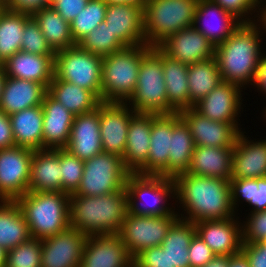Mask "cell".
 Wrapping results in <instances>:
<instances>
[{
  "label": "cell",
  "instance_id": "cell-43",
  "mask_svg": "<svg viewBox=\"0 0 266 267\" xmlns=\"http://www.w3.org/2000/svg\"><path fill=\"white\" fill-rule=\"evenodd\" d=\"M41 240L28 241L7 250L5 267H41Z\"/></svg>",
  "mask_w": 266,
  "mask_h": 267
},
{
  "label": "cell",
  "instance_id": "cell-50",
  "mask_svg": "<svg viewBox=\"0 0 266 267\" xmlns=\"http://www.w3.org/2000/svg\"><path fill=\"white\" fill-rule=\"evenodd\" d=\"M88 2L89 0H59L52 8L70 23Z\"/></svg>",
  "mask_w": 266,
  "mask_h": 267
},
{
  "label": "cell",
  "instance_id": "cell-53",
  "mask_svg": "<svg viewBox=\"0 0 266 267\" xmlns=\"http://www.w3.org/2000/svg\"><path fill=\"white\" fill-rule=\"evenodd\" d=\"M4 6L12 11L28 14L47 7V0H8Z\"/></svg>",
  "mask_w": 266,
  "mask_h": 267
},
{
  "label": "cell",
  "instance_id": "cell-39",
  "mask_svg": "<svg viewBox=\"0 0 266 267\" xmlns=\"http://www.w3.org/2000/svg\"><path fill=\"white\" fill-rule=\"evenodd\" d=\"M31 14L0 8V60L4 63L21 51L25 21Z\"/></svg>",
  "mask_w": 266,
  "mask_h": 267
},
{
  "label": "cell",
  "instance_id": "cell-15",
  "mask_svg": "<svg viewBox=\"0 0 266 267\" xmlns=\"http://www.w3.org/2000/svg\"><path fill=\"white\" fill-rule=\"evenodd\" d=\"M134 110L127 103L99 104L100 135L103 152L123 157L127 132Z\"/></svg>",
  "mask_w": 266,
  "mask_h": 267
},
{
  "label": "cell",
  "instance_id": "cell-18",
  "mask_svg": "<svg viewBox=\"0 0 266 267\" xmlns=\"http://www.w3.org/2000/svg\"><path fill=\"white\" fill-rule=\"evenodd\" d=\"M195 230L215 255L232 256L242 250V221L237 214L228 219L196 222Z\"/></svg>",
  "mask_w": 266,
  "mask_h": 267
},
{
  "label": "cell",
  "instance_id": "cell-38",
  "mask_svg": "<svg viewBox=\"0 0 266 267\" xmlns=\"http://www.w3.org/2000/svg\"><path fill=\"white\" fill-rule=\"evenodd\" d=\"M32 16L54 52L77 45L71 35L70 23L52 7L42 8L34 12Z\"/></svg>",
  "mask_w": 266,
  "mask_h": 267
},
{
  "label": "cell",
  "instance_id": "cell-6",
  "mask_svg": "<svg viewBox=\"0 0 266 267\" xmlns=\"http://www.w3.org/2000/svg\"><path fill=\"white\" fill-rule=\"evenodd\" d=\"M198 0H147L144 34L149 47H157L177 31L192 27Z\"/></svg>",
  "mask_w": 266,
  "mask_h": 267
},
{
  "label": "cell",
  "instance_id": "cell-30",
  "mask_svg": "<svg viewBox=\"0 0 266 267\" xmlns=\"http://www.w3.org/2000/svg\"><path fill=\"white\" fill-rule=\"evenodd\" d=\"M152 51L162 60L168 105L176 113L194 108L188 90L189 65L166 56L158 47H152Z\"/></svg>",
  "mask_w": 266,
  "mask_h": 267
},
{
  "label": "cell",
  "instance_id": "cell-11",
  "mask_svg": "<svg viewBox=\"0 0 266 267\" xmlns=\"http://www.w3.org/2000/svg\"><path fill=\"white\" fill-rule=\"evenodd\" d=\"M178 218L176 210L163 216L137 215L128 211L118 234L134 259L146 249L161 246L171 225Z\"/></svg>",
  "mask_w": 266,
  "mask_h": 267
},
{
  "label": "cell",
  "instance_id": "cell-55",
  "mask_svg": "<svg viewBox=\"0 0 266 267\" xmlns=\"http://www.w3.org/2000/svg\"><path fill=\"white\" fill-rule=\"evenodd\" d=\"M228 267H250V263L245 254L241 251L240 253L229 256Z\"/></svg>",
  "mask_w": 266,
  "mask_h": 267
},
{
  "label": "cell",
  "instance_id": "cell-3",
  "mask_svg": "<svg viewBox=\"0 0 266 267\" xmlns=\"http://www.w3.org/2000/svg\"><path fill=\"white\" fill-rule=\"evenodd\" d=\"M129 211L126 187L100 195H70V227L87 236L118 234Z\"/></svg>",
  "mask_w": 266,
  "mask_h": 267
},
{
  "label": "cell",
  "instance_id": "cell-16",
  "mask_svg": "<svg viewBox=\"0 0 266 267\" xmlns=\"http://www.w3.org/2000/svg\"><path fill=\"white\" fill-rule=\"evenodd\" d=\"M251 130L248 132L243 130L237 136L232 153L231 178L266 177V136L261 133V136L256 134L254 138L249 133ZM258 136L259 138H256Z\"/></svg>",
  "mask_w": 266,
  "mask_h": 267
},
{
  "label": "cell",
  "instance_id": "cell-2",
  "mask_svg": "<svg viewBox=\"0 0 266 267\" xmlns=\"http://www.w3.org/2000/svg\"><path fill=\"white\" fill-rule=\"evenodd\" d=\"M265 39L266 28L259 20L241 23L227 40L217 45L214 57L222 80L248 90L253 83L258 63L266 52Z\"/></svg>",
  "mask_w": 266,
  "mask_h": 267
},
{
  "label": "cell",
  "instance_id": "cell-63",
  "mask_svg": "<svg viewBox=\"0 0 266 267\" xmlns=\"http://www.w3.org/2000/svg\"><path fill=\"white\" fill-rule=\"evenodd\" d=\"M59 0H47V7H52Z\"/></svg>",
  "mask_w": 266,
  "mask_h": 267
},
{
  "label": "cell",
  "instance_id": "cell-9",
  "mask_svg": "<svg viewBox=\"0 0 266 267\" xmlns=\"http://www.w3.org/2000/svg\"><path fill=\"white\" fill-rule=\"evenodd\" d=\"M102 61L77 44L55 52L54 77L91 91L101 101Z\"/></svg>",
  "mask_w": 266,
  "mask_h": 267
},
{
  "label": "cell",
  "instance_id": "cell-32",
  "mask_svg": "<svg viewBox=\"0 0 266 267\" xmlns=\"http://www.w3.org/2000/svg\"><path fill=\"white\" fill-rule=\"evenodd\" d=\"M233 147L195 146L187 173L230 180Z\"/></svg>",
  "mask_w": 266,
  "mask_h": 267
},
{
  "label": "cell",
  "instance_id": "cell-23",
  "mask_svg": "<svg viewBox=\"0 0 266 267\" xmlns=\"http://www.w3.org/2000/svg\"><path fill=\"white\" fill-rule=\"evenodd\" d=\"M65 148L83 161L103 152L100 135L99 105L92 112L74 117L70 139Z\"/></svg>",
  "mask_w": 266,
  "mask_h": 267
},
{
  "label": "cell",
  "instance_id": "cell-25",
  "mask_svg": "<svg viewBox=\"0 0 266 267\" xmlns=\"http://www.w3.org/2000/svg\"><path fill=\"white\" fill-rule=\"evenodd\" d=\"M154 113H135L127 132L123 162L125 168L136 174L147 162Z\"/></svg>",
  "mask_w": 266,
  "mask_h": 267
},
{
  "label": "cell",
  "instance_id": "cell-36",
  "mask_svg": "<svg viewBox=\"0 0 266 267\" xmlns=\"http://www.w3.org/2000/svg\"><path fill=\"white\" fill-rule=\"evenodd\" d=\"M196 234L195 223L178 218L170 227L161 248L167 254L168 267H190L188 248Z\"/></svg>",
  "mask_w": 266,
  "mask_h": 267
},
{
  "label": "cell",
  "instance_id": "cell-37",
  "mask_svg": "<svg viewBox=\"0 0 266 267\" xmlns=\"http://www.w3.org/2000/svg\"><path fill=\"white\" fill-rule=\"evenodd\" d=\"M31 238L16 201L0 200V246L10 250Z\"/></svg>",
  "mask_w": 266,
  "mask_h": 267
},
{
  "label": "cell",
  "instance_id": "cell-66",
  "mask_svg": "<svg viewBox=\"0 0 266 267\" xmlns=\"http://www.w3.org/2000/svg\"><path fill=\"white\" fill-rule=\"evenodd\" d=\"M3 62L0 60V68H2Z\"/></svg>",
  "mask_w": 266,
  "mask_h": 267
},
{
  "label": "cell",
  "instance_id": "cell-21",
  "mask_svg": "<svg viewBox=\"0 0 266 267\" xmlns=\"http://www.w3.org/2000/svg\"><path fill=\"white\" fill-rule=\"evenodd\" d=\"M104 21L125 47L146 44L143 7L128 4L107 5Z\"/></svg>",
  "mask_w": 266,
  "mask_h": 267
},
{
  "label": "cell",
  "instance_id": "cell-12",
  "mask_svg": "<svg viewBox=\"0 0 266 267\" xmlns=\"http://www.w3.org/2000/svg\"><path fill=\"white\" fill-rule=\"evenodd\" d=\"M244 95L248 96L249 93H246L242 87L237 84L222 81L203 99L197 102L194 105V109L202 116L213 121L241 124L245 119H241L240 117L244 115V117H247L246 114L249 115V113H246L247 108H245V105L247 103L245 102L247 100Z\"/></svg>",
  "mask_w": 266,
  "mask_h": 267
},
{
  "label": "cell",
  "instance_id": "cell-48",
  "mask_svg": "<svg viewBox=\"0 0 266 267\" xmlns=\"http://www.w3.org/2000/svg\"><path fill=\"white\" fill-rule=\"evenodd\" d=\"M188 255L190 267H203L215 257V253L197 234L190 242Z\"/></svg>",
  "mask_w": 266,
  "mask_h": 267
},
{
  "label": "cell",
  "instance_id": "cell-44",
  "mask_svg": "<svg viewBox=\"0 0 266 267\" xmlns=\"http://www.w3.org/2000/svg\"><path fill=\"white\" fill-rule=\"evenodd\" d=\"M62 192L74 194L80 186L84 171V161L74 156L66 148H60Z\"/></svg>",
  "mask_w": 266,
  "mask_h": 267
},
{
  "label": "cell",
  "instance_id": "cell-8",
  "mask_svg": "<svg viewBox=\"0 0 266 267\" xmlns=\"http://www.w3.org/2000/svg\"><path fill=\"white\" fill-rule=\"evenodd\" d=\"M126 103L135 113H176L168 105L162 60L152 50L141 61L135 92Z\"/></svg>",
  "mask_w": 266,
  "mask_h": 267
},
{
  "label": "cell",
  "instance_id": "cell-1",
  "mask_svg": "<svg viewBox=\"0 0 266 267\" xmlns=\"http://www.w3.org/2000/svg\"><path fill=\"white\" fill-rule=\"evenodd\" d=\"M174 183L175 210L180 219L196 223L236 215L230 201L229 180L185 173L177 176Z\"/></svg>",
  "mask_w": 266,
  "mask_h": 267
},
{
  "label": "cell",
  "instance_id": "cell-20",
  "mask_svg": "<svg viewBox=\"0 0 266 267\" xmlns=\"http://www.w3.org/2000/svg\"><path fill=\"white\" fill-rule=\"evenodd\" d=\"M166 56L187 65L214 57L215 46L196 28L177 31L157 46Z\"/></svg>",
  "mask_w": 266,
  "mask_h": 267
},
{
  "label": "cell",
  "instance_id": "cell-27",
  "mask_svg": "<svg viewBox=\"0 0 266 267\" xmlns=\"http://www.w3.org/2000/svg\"><path fill=\"white\" fill-rule=\"evenodd\" d=\"M54 56L16 52L2 68L5 76L43 84L47 89L54 77Z\"/></svg>",
  "mask_w": 266,
  "mask_h": 267
},
{
  "label": "cell",
  "instance_id": "cell-40",
  "mask_svg": "<svg viewBox=\"0 0 266 267\" xmlns=\"http://www.w3.org/2000/svg\"><path fill=\"white\" fill-rule=\"evenodd\" d=\"M187 77L189 98L193 105L223 81L215 57L190 64Z\"/></svg>",
  "mask_w": 266,
  "mask_h": 267
},
{
  "label": "cell",
  "instance_id": "cell-62",
  "mask_svg": "<svg viewBox=\"0 0 266 267\" xmlns=\"http://www.w3.org/2000/svg\"><path fill=\"white\" fill-rule=\"evenodd\" d=\"M261 21L264 23V26L266 28V7L262 9V12H261Z\"/></svg>",
  "mask_w": 266,
  "mask_h": 267
},
{
  "label": "cell",
  "instance_id": "cell-26",
  "mask_svg": "<svg viewBox=\"0 0 266 267\" xmlns=\"http://www.w3.org/2000/svg\"><path fill=\"white\" fill-rule=\"evenodd\" d=\"M172 135V113L152 117L149 156L138 175L161 176L168 169L169 148Z\"/></svg>",
  "mask_w": 266,
  "mask_h": 267
},
{
  "label": "cell",
  "instance_id": "cell-7",
  "mask_svg": "<svg viewBox=\"0 0 266 267\" xmlns=\"http://www.w3.org/2000/svg\"><path fill=\"white\" fill-rule=\"evenodd\" d=\"M126 189L128 208L132 214L163 216L175 210L173 179L130 174L126 181Z\"/></svg>",
  "mask_w": 266,
  "mask_h": 267
},
{
  "label": "cell",
  "instance_id": "cell-59",
  "mask_svg": "<svg viewBox=\"0 0 266 267\" xmlns=\"http://www.w3.org/2000/svg\"><path fill=\"white\" fill-rule=\"evenodd\" d=\"M5 80V73L3 68H0V99H1V93H2V87Z\"/></svg>",
  "mask_w": 266,
  "mask_h": 267
},
{
  "label": "cell",
  "instance_id": "cell-19",
  "mask_svg": "<svg viewBox=\"0 0 266 267\" xmlns=\"http://www.w3.org/2000/svg\"><path fill=\"white\" fill-rule=\"evenodd\" d=\"M79 267H133L119 234L88 236Z\"/></svg>",
  "mask_w": 266,
  "mask_h": 267
},
{
  "label": "cell",
  "instance_id": "cell-58",
  "mask_svg": "<svg viewBox=\"0 0 266 267\" xmlns=\"http://www.w3.org/2000/svg\"><path fill=\"white\" fill-rule=\"evenodd\" d=\"M7 251L0 246V267L6 266Z\"/></svg>",
  "mask_w": 266,
  "mask_h": 267
},
{
  "label": "cell",
  "instance_id": "cell-4",
  "mask_svg": "<svg viewBox=\"0 0 266 267\" xmlns=\"http://www.w3.org/2000/svg\"><path fill=\"white\" fill-rule=\"evenodd\" d=\"M15 201L31 238L43 240L70 227V195L65 192H27Z\"/></svg>",
  "mask_w": 266,
  "mask_h": 267
},
{
  "label": "cell",
  "instance_id": "cell-56",
  "mask_svg": "<svg viewBox=\"0 0 266 267\" xmlns=\"http://www.w3.org/2000/svg\"><path fill=\"white\" fill-rule=\"evenodd\" d=\"M229 256L215 255V257L203 267H228Z\"/></svg>",
  "mask_w": 266,
  "mask_h": 267
},
{
  "label": "cell",
  "instance_id": "cell-41",
  "mask_svg": "<svg viewBox=\"0 0 266 267\" xmlns=\"http://www.w3.org/2000/svg\"><path fill=\"white\" fill-rule=\"evenodd\" d=\"M107 4L104 0H89L87 5L70 22L71 35L78 44L87 34L104 22Z\"/></svg>",
  "mask_w": 266,
  "mask_h": 267
},
{
  "label": "cell",
  "instance_id": "cell-24",
  "mask_svg": "<svg viewBox=\"0 0 266 267\" xmlns=\"http://www.w3.org/2000/svg\"><path fill=\"white\" fill-rule=\"evenodd\" d=\"M43 149L65 148L75 115L48 92L43 103Z\"/></svg>",
  "mask_w": 266,
  "mask_h": 267
},
{
  "label": "cell",
  "instance_id": "cell-51",
  "mask_svg": "<svg viewBox=\"0 0 266 267\" xmlns=\"http://www.w3.org/2000/svg\"><path fill=\"white\" fill-rule=\"evenodd\" d=\"M241 251L247 257L250 267H266V247L260 242L243 243Z\"/></svg>",
  "mask_w": 266,
  "mask_h": 267
},
{
  "label": "cell",
  "instance_id": "cell-42",
  "mask_svg": "<svg viewBox=\"0 0 266 267\" xmlns=\"http://www.w3.org/2000/svg\"><path fill=\"white\" fill-rule=\"evenodd\" d=\"M78 45L83 50L102 57L126 48L106 26L105 21L87 34Z\"/></svg>",
  "mask_w": 266,
  "mask_h": 267
},
{
  "label": "cell",
  "instance_id": "cell-61",
  "mask_svg": "<svg viewBox=\"0 0 266 267\" xmlns=\"http://www.w3.org/2000/svg\"><path fill=\"white\" fill-rule=\"evenodd\" d=\"M254 1L261 10L266 7V0H254Z\"/></svg>",
  "mask_w": 266,
  "mask_h": 267
},
{
  "label": "cell",
  "instance_id": "cell-65",
  "mask_svg": "<svg viewBox=\"0 0 266 267\" xmlns=\"http://www.w3.org/2000/svg\"><path fill=\"white\" fill-rule=\"evenodd\" d=\"M8 0H0V3L4 5Z\"/></svg>",
  "mask_w": 266,
  "mask_h": 267
},
{
  "label": "cell",
  "instance_id": "cell-35",
  "mask_svg": "<svg viewBox=\"0 0 266 267\" xmlns=\"http://www.w3.org/2000/svg\"><path fill=\"white\" fill-rule=\"evenodd\" d=\"M48 93L75 116L94 111L101 101L89 90L53 77Z\"/></svg>",
  "mask_w": 266,
  "mask_h": 267
},
{
  "label": "cell",
  "instance_id": "cell-22",
  "mask_svg": "<svg viewBox=\"0 0 266 267\" xmlns=\"http://www.w3.org/2000/svg\"><path fill=\"white\" fill-rule=\"evenodd\" d=\"M241 22L212 0H198L193 27L215 47L223 43Z\"/></svg>",
  "mask_w": 266,
  "mask_h": 267
},
{
  "label": "cell",
  "instance_id": "cell-13",
  "mask_svg": "<svg viewBox=\"0 0 266 267\" xmlns=\"http://www.w3.org/2000/svg\"><path fill=\"white\" fill-rule=\"evenodd\" d=\"M33 150L12 146L0 149V200L15 201L28 192Z\"/></svg>",
  "mask_w": 266,
  "mask_h": 267
},
{
  "label": "cell",
  "instance_id": "cell-17",
  "mask_svg": "<svg viewBox=\"0 0 266 267\" xmlns=\"http://www.w3.org/2000/svg\"><path fill=\"white\" fill-rule=\"evenodd\" d=\"M88 236L69 227L41 240V267H79Z\"/></svg>",
  "mask_w": 266,
  "mask_h": 267
},
{
  "label": "cell",
  "instance_id": "cell-64",
  "mask_svg": "<svg viewBox=\"0 0 266 267\" xmlns=\"http://www.w3.org/2000/svg\"><path fill=\"white\" fill-rule=\"evenodd\" d=\"M260 243H261L264 247H266V237L263 238V239L260 241Z\"/></svg>",
  "mask_w": 266,
  "mask_h": 267
},
{
  "label": "cell",
  "instance_id": "cell-49",
  "mask_svg": "<svg viewBox=\"0 0 266 267\" xmlns=\"http://www.w3.org/2000/svg\"><path fill=\"white\" fill-rule=\"evenodd\" d=\"M133 267H168L167 254L161 246L151 247L133 259Z\"/></svg>",
  "mask_w": 266,
  "mask_h": 267
},
{
  "label": "cell",
  "instance_id": "cell-54",
  "mask_svg": "<svg viewBox=\"0 0 266 267\" xmlns=\"http://www.w3.org/2000/svg\"><path fill=\"white\" fill-rule=\"evenodd\" d=\"M15 146L12 125L9 116L0 110V149Z\"/></svg>",
  "mask_w": 266,
  "mask_h": 267
},
{
  "label": "cell",
  "instance_id": "cell-60",
  "mask_svg": "<svg viewBox=\"0 0 266 267\" xmlns=\"http://www.w3.org/2000/svg\"><path fill=\"white\" fill-rule=\"evenodd\" d=\"M262 107H261L262 112L261 113L259 112V114H261V117H262V120H263L262 122L265 124L266 123V105L264 104Z\"/></svg>",
  "mask_w": 266,
  "mask_h": 267
},
{
  "label": "cell",
  "instance_id": "cell-46",
  "mask_svg": "<svg viewBox=\"0 0 266 267\" xmlns=\"http://www.w3.org/2000/svg\"><path fill=\"white\" fill-rule=\"evenodd\" d=\"M226 12L232 14L241 23H253L261 20L262 10L254 0H212Z\"/></svg>",
  "mask_w": 266,
  "mask_h": 267
},
{
  "label": "cell",
  "instance_id": "cell-52",
  "mask_svg": "<svg viewBox=\"0 0 266 267\" xmlns=\"http://www.w3.org/2000/svg\"><path fill=\"white\" fill-rule=\"evenodd\" d=\"M247 91H249V93L254 91L253 94L254 93L257 94V92H258L259 95H257V96H262L261 100H260L261 102H262V98L264 97L263 103H261V104H263V105H264V103L266 104V52L262 55V57L258 63V67L256 69L253 83L250 86L249 90H247Z\"/></svg>",
  "mask_w": 266,
  "mask_h": 267
},
{
  "label": "cell",
  "instance_id": "cell-33",
  "mask_svg": "<svg viewBox=\"0 0 266 267\" xmlns=\"http://www.w3.org/2000/svg\"><path fill=\"white\" fill-rule=\"evenodd\" d=\"M15 145L32 150L43 149V108L35 106L9 116Z\"/></svg>",
  "mask_w": 266,
  "mask_h": 267
},
{
  "label": "cell",
  "instance_id": "cell-31",
  "mask_svg": "<svg viewBox=\"0 0 266 267\" xmlns=\"http://www.w3.org/2000/svg\"><path fill=\"white\" fill-rule=\"evenodd\" d=\"M194 148L195 144L189 127L180 118L179 113H172L168 169L161 176L174 180L177 176L187 173Z\"/></svg>",
  "mask_w": 266,
  "mask_h": 267
},
{
  "label": "cell",
  "instance_id": "cell-47",
  "mask_svg": "<svg viewBox=\"0 0 266 267\" xmlns=\"http://www.w3.org/2000/svg\"><path fill=\"white\" fill-rule=\"evenodd\" d=\"M243 243H258L266 237V210L242 216Z\"/></svg>",
  "mask_w": 266,
  "mask_h": 267
},
{
  "label": "cell",
  "instance_id": "cell-57",
  "mask_svg": "<svg viewBox=\"0 0 266 267\" xmlns=\"http://www.w3.org/2000/svg\"><path fill=\"white\" fill-rule=\"evenodd\" d=\"M107 5H122V4H128V5H136L138 7L145 8V4L147 0H104Z\"/></svg>",
  "mask_w": 266,
  "mask_h": 267
},
{
  "label": "cell",
  "instance_id": "cell-5",
  "mask_svg": "<svg viewBox=\"0 0 266 267\" xmlns=\"http://www.w3.org/2000/svg\"><path fill=\"white\" fill-rule=\"evenodd\" d=\"M152 50L147 44L126 47L103 56L101 102L126 103L135 92L139 66Z\"/></svg>",
  "mask_w": 266,
  "mask_h": 267
},
{
  "label": "cell",
  "instance_id": "cell-10",
  "mask_svg": "<svg viewBox=\"0 0 266 267\" xmlns=\"http://www.w3.org/2000/svg\"><path fill=\"white\" fill-rule=\"evenodd\" d=\"M130 174L121 156L102 152L84 161L80 186L71 195L100 196L120 191Z\"/></svg>",
  "mask_w": 266,
  "mask_h": 267
},
{
  "label": "cell",
  "instance_id": "cell-28",
  "mask_svg": "<svg viewBox=\"0 0 266 267\" xmlns=\"http://www.w3.org/2000/svg\"><path fill=\"white\" fill-rule=\"evenodd\" d=\"M28 192H62L60 148L33 150Z\"/></svg>",
  "mask_w": 266,
  "mask_h": 267
},
{
  "label": "cell",
  "instance_id": "cell-34",
  "mask_svg": "<svg viewBox=\"0 0 266 267\" xmlns=\"http://www.w3.org/2000/svg\"><path fill=\"white\" fill-rule=\"evenodd\" d=\"M230 201L232 209L242 217V212H258L266 210V177L258 179L231 178ZM241 207V209H240ZM241 212V213H240Z\"/></svg>",
  "mask_w": 266,
  "mask_h": 267
},
{
  "label": "cell",
  "instance_id": "cell-45",
  "mask_svg": "<svg viewBox=\"0 0 266 267\" xmlns=\"http://www.w3.org/2000/svg\"><path fill=\"white\" fill-rule=\"evenodd\" d=\"M21 51L39 55H55V52L45 40L39 24L32 15L25 21Z\"/></svg>",
  "mask_w": 266,
  "mask_h": 267
},
{
  "label": "cell",
  "instance_id": "cell-29",
  "mask_svg": "<svg viewBox=\"0 0 266 267\" xmlns=\"http://www.w3.org/2000/svg\"><path fill=\"white\" fill-rule=\"evenodd\" d=\"M47 92L48 89L38 82L5 76L0 110L10 116L27 108L41 106Z\"/></svg>",
  "mask_w": 266,
  "mask_h": 267
},
{
  "label": "cell",
  "instance_id": "cell-14",
  "mask_svg": "<svg viewBox=\"0 0 266 267\" xmlns=\"http://www.w3.org/2000/svg\"><path fill=\"white\" fill-rule=\"evenodd\" d=\"M180 118L189 127L195 146L234 147L238 134L250 129L242 124L213 121L202 116L194 108L179 112ZM243 126V127H242Z\"/></svg>",
  "mask_w": 266,
  "mask_h": 267
}]
</instances>
